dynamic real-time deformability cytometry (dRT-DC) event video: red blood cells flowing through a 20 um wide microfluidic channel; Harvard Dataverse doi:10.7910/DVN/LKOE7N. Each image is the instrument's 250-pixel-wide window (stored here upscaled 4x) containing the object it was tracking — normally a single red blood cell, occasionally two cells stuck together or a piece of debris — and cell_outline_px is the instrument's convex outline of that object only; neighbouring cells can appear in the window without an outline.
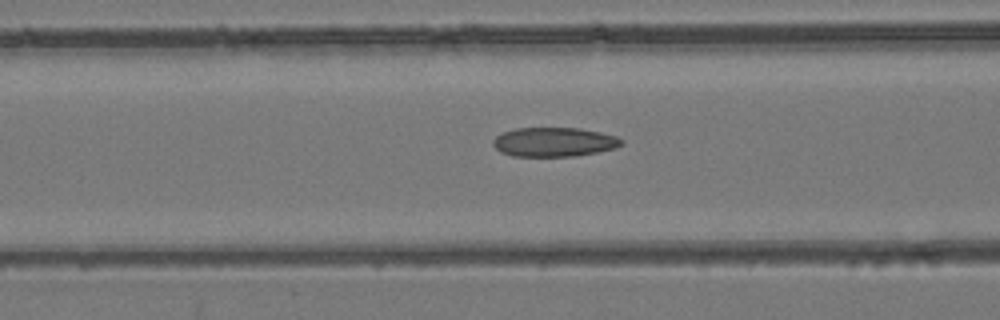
{"species": "common noctule bat (a hibernating species)", "species_latin": "Nyctalus noctula", "temperature_condition": "room temperature", "stored_images_in_passage": 36, "camera_frame_rate_fps": 3000, "um_per_image_px": 0.085, "animal": {"sex": "female", "body_mass_g": 24.6, "forearm_length_mm": 56.2}, "frame": {"image": 1, "passage_image": 5, "time_ms": 1.333, "image_size_px": [1000, 320], "cell_outline_px": [[624, 144], [616, 148], [596, 152], [572, 156], [512, 156], [500, 152], [492, 144], [492, 140], [496, 136], [504, 132], [516, 128], [580, 128], [600, 132], [616, 136], [624, 140]], "centroid_in_image_um": [47.1, 12.07], "position_along_channel_um": 119.5, "area_um2": 21.91}}
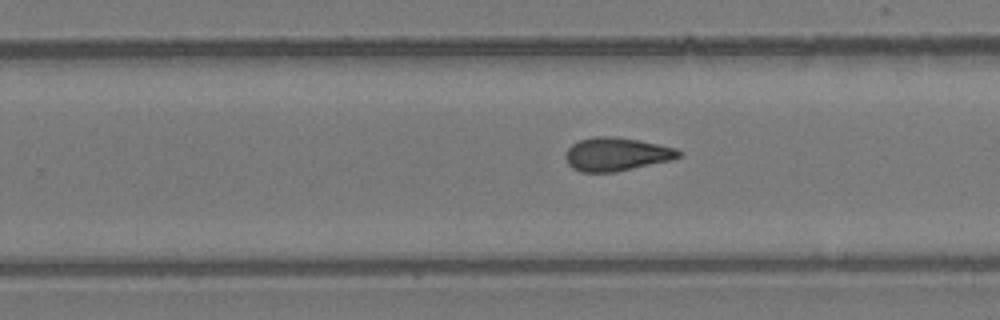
{"frame": {"image": 2, "passage_image": 17, "time_ms": 5.333, "image_size_px": [1000, 320], "cell_outline_px": [[680, 156], [672, 160], [616, 172], [580, 172], [572, 168], [568, 164], [564, 156], [568, 148], [572, 144], [580, 140], [592, 136], [612, 136], [636, 140], [676, 148], [680, 152]], "centroid_in_image_um": [52.35, 13.12], "position_along_channel_um": 277.4, "area_um2": 21.96}}
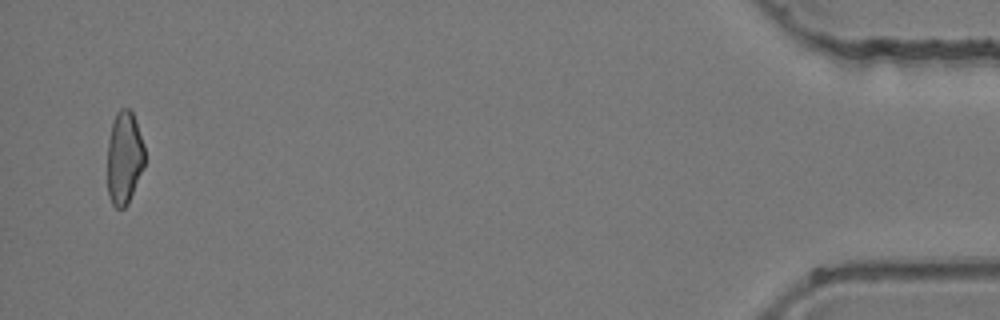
{"frame": {"image": 3, "passage_image": 35, "time_ms": 11.333, "image_size_px": [1000, 320], "cell_outline_px": [[144, 164], [128, 204], [124, 208], [116, 208], [112, 204], [108, 196], [108, 140], [112, 120], [116, 112], [120, 108], [128, 108], [132, 112], [136, 120], [144, 144]], "centroid_in_image_um": [10.55, 13.38], "position_along_channel_um": 424.7, "area_um2": 20.29}, "authors_computed_cell_mechanics": {"area_um2": 21.5016, "velocity_mm_per_s": 3.9508, "shape_relaxation_time_tau1_ms": null, "shape_relaxation_time_tau2_ms": 3.2997, "deformation_change_tau1": null, "deformation_change_tau2": 0.1126}}